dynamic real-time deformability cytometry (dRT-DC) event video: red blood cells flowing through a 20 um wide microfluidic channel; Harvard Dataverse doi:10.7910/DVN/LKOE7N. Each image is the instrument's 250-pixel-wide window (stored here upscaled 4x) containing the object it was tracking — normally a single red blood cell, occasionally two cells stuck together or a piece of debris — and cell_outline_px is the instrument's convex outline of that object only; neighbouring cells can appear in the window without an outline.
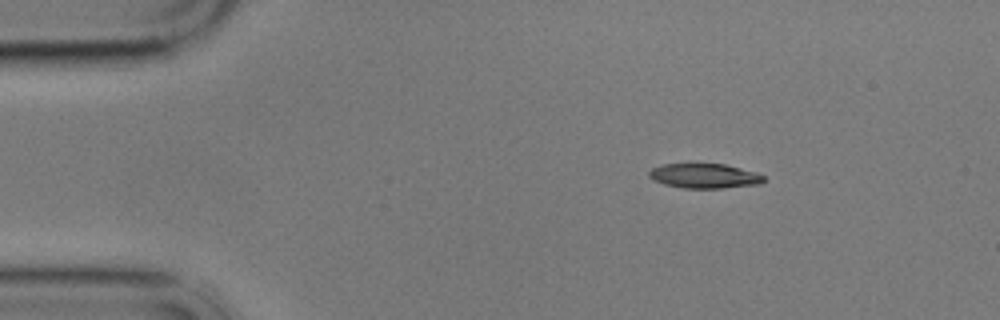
{"species": "common noctule bat (a hibernating species)", "species_latin": "Nyctalus noctula", "temperature_condition": "cold", "stored_images_in_passage": 3, "camera_frame_rate_fps": 3000, "um_per_image_px": 0.085, "animal": {"sex": "male", "body_mass_g": 17.9}, "frame": {"image": 1, "passage_image": 1, "time_ms": 0.0, "image_size_px": [1000, 320], "cell_outline_px": [[764, 180], [760, 184], [724, 188], [684, 188], [664, 184], [652, 180], [648, 176], [648, 172], [652, 168], [664, 164], [724, 164], [756, 172], [764, 176]], "centroid_in_image_um": [59.86, 14.96], "position_along_channel_um": 25.1, "area_um2": 16.47}}